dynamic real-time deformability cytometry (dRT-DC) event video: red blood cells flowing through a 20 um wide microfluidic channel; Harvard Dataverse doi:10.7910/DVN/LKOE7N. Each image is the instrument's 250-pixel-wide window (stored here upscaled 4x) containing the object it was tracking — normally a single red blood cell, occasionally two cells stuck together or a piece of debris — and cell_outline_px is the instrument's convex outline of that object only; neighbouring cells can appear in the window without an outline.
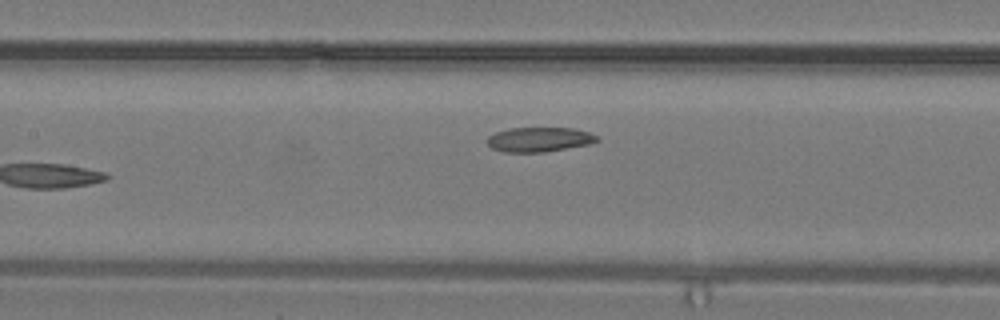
{"species": "common noctule bat (a hibernating species)", "species_latin": "Nyctalus noctula", "temperature_condition": "warm", "stored_images_in_passage": 14, "camera_frame_rate_fps": 3000, "um_per_image_px": 0.085, "animal": {"sex": "male", "body_mass_g": 19.2, "forearm_length_mm": 51.8}, "frame": {"image": 1, "passage_image": 14, "time_ms": 4.333, "image_size_px": [1000, 320], "cell_outline_px": [[600, 140], [592, 144], [544, 152], [504, 152], [492, 148], [484, 140], [488, 136], [496, 132], [508, 128], [572, 128], [588, 132], [596, 136]], "centroid_in_image_um": [45.82, 11.86], "position_along_channel_um": 161.6, "area_um2": 15.84}}